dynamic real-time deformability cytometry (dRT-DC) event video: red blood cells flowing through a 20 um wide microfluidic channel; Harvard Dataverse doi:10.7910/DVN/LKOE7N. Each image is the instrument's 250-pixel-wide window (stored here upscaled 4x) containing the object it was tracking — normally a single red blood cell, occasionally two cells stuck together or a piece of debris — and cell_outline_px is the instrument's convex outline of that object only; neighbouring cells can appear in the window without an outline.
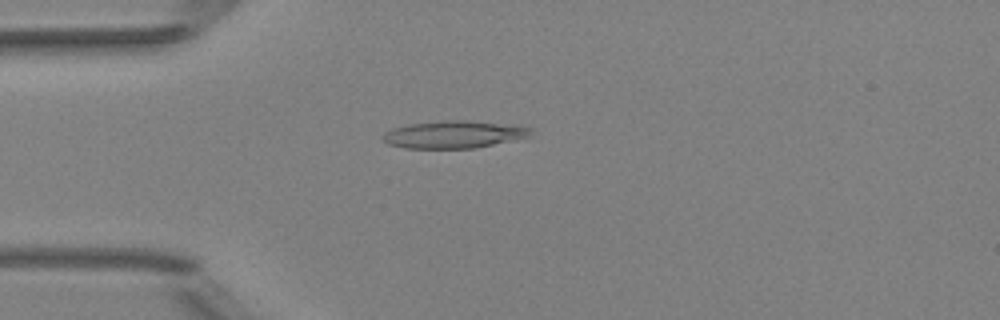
{"species": "Egyptian fruit bat (a non-hibernating species)", "species_latin": "Rousettus aegyptiacus", "temperature_condition": "room temperature", "stored_images_in_passage": 41, "camera_frame_rate_fps": 3000, "um_per_image_px": 0.085, "animal": {"sex": "female"}, "frame": {"image": 1, "passage_image": 4, "time_ms": 1.0, "image_size_px": [1000, 320], "cell_outline_px": [[536, 128], [528, 136], [476, 148], [404, 148], [388, 144], [380, 140], [380, 136], [384, 132], [392, 128], [408, 124], [444, 120], [468, 120], [520, 124]], "centroid_in_image_um": [38.59, 11.41], "position_along_channel_um": 46.4, "area_um2": 24.16}}
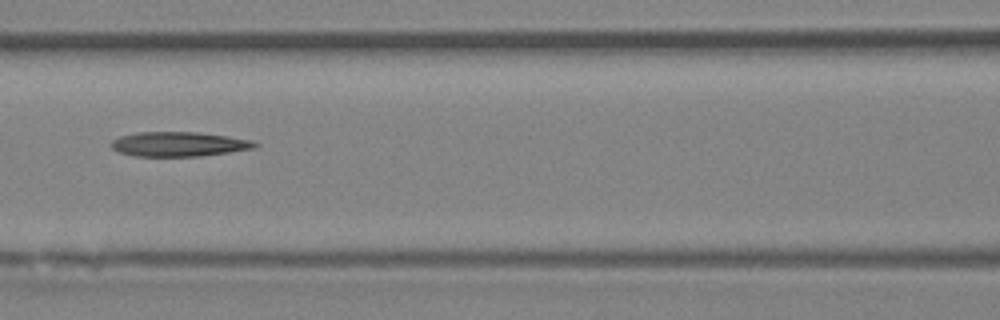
{"frame": {"image": 2, "passage_image": 13, "time_ms": 4.0, "image_size_px": [1000, 320], "cell_outline_px": [[260, 144], [256, 148], [200, 156], [132, 156], [120, 152], [112, 148], [112, 140], [120, 136], [136, 132], [196, 132], [228, 136], [252, 140]], "centroid_in_image_um": [15.22, 12.25], "position_along_channel_um": 151.4, "area_um2": 20.58}}
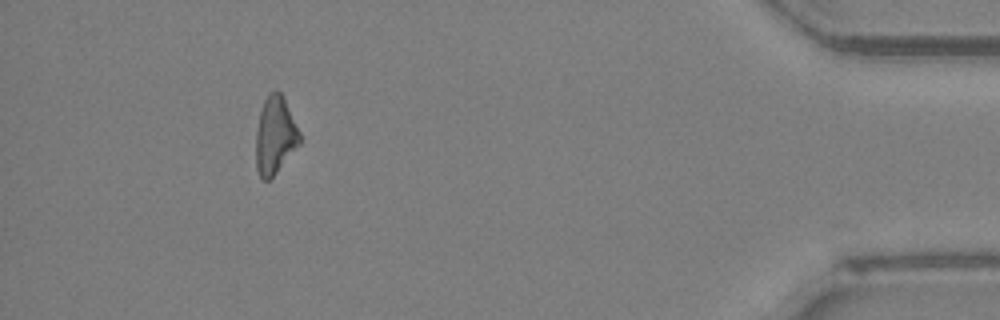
{"frame": {"image": 3, "passage_image": 37, "time_ms": 12.0, "image_size_px": [1000, 320], "cell_outline_px": [[300, 144], [276, 172], [268, 180], [264, 180], [260, 176], [256, 168], [256, 132], [260, 112], [264, 100], [268, 92], [276, 88], [284, 96], [300, 132]], "centroid_in_image_um": [23.38, 11.45], "position_along_channel_um": 411.8, "area_um2": 19.83}}